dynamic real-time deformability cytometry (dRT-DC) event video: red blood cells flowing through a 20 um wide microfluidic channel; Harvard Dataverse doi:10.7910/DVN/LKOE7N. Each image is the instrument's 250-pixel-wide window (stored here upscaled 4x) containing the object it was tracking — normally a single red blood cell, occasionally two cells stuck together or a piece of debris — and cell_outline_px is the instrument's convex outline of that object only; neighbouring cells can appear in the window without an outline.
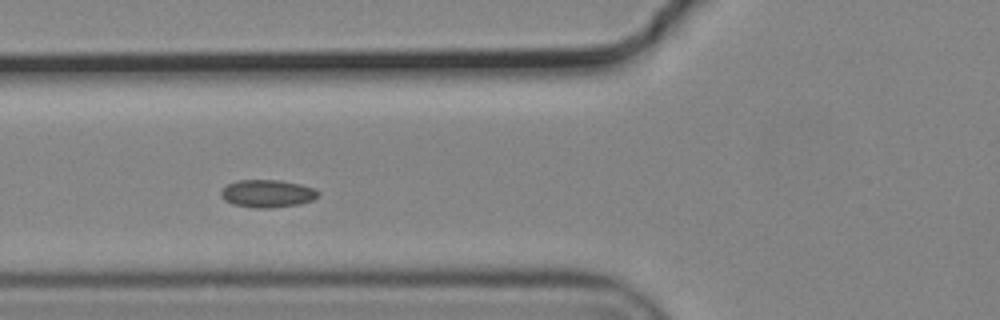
{"species": "common noctule bat (a hibernating species)", "species_latin": "Nyctalus noctula", "temperature_condition": "cold", "stored_images_in_passage": 40, "camera_frame_rate_fps": 3000, "um_per_image_px": 0.085, "animal": {"sex": "male", "body_mass_g": 19.2, "forearm_length_mm": 51.8}, "frame": {"image": 1, "passage_image": 16, "time_ms": 5.0, "image_size_px": [1000, 320], "cell_outline_px": [[320, 196], [312, 200], [300, 204], [272, 208], [256, 208], [232, 204], [224, 200], [220, 196], [220, 192], [228, 184], [236, 180], [280, 180], [300, 184], [316, 188], [320, 192]], "centroid_in_image_um": [22.75, 16.45], "position_along_channel_um": 103.0, "area_um2": 15.9}}
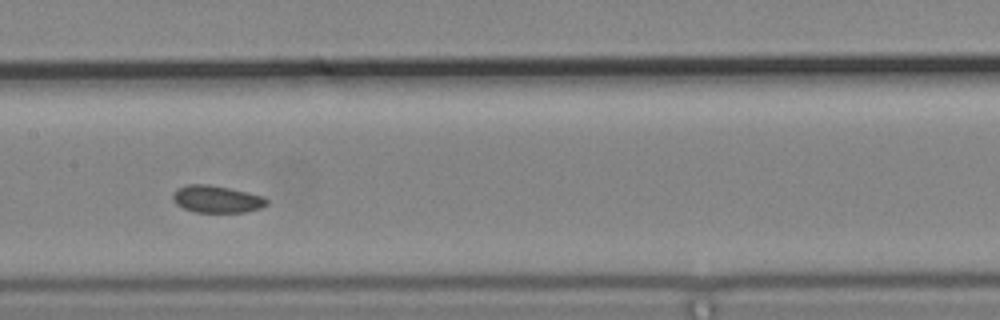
{"frame": {"image": 2, "passage_image": 23, "time_ms": 7.333, "image_size_px": [1000, 320], "cell_outline_px": [[268, 204], [260, 208], [244, 212], [196, 212], [184, 208], [176, 204], [172, 196], [180, 188], [188, 184], [208, 184], [228, 188], [264, 196], [268, 200]], "centroid_in_image_um": [18.45, 16.93], "position_along_channel_um": 188.9, "area_um2": 14.62}}
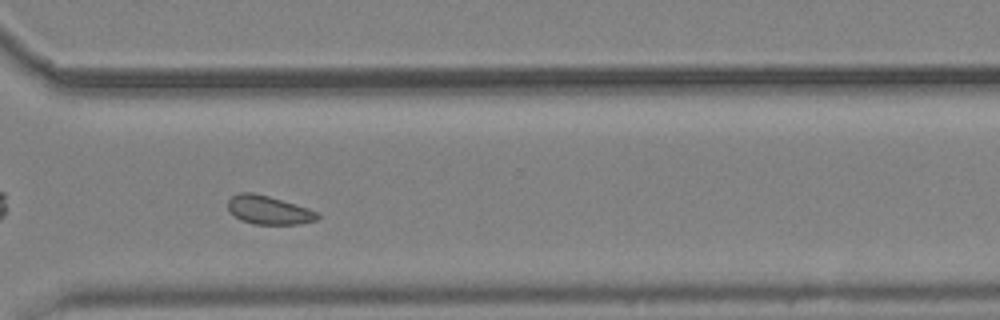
{"frame": {"image": 3, "passage_image": 36, "time_ms": 11.667, "image_size_px": [1000, 320], "cell_outline_px": [[320, 216], [316, 220], [300, 224], [252, 224], [240, 220], [228, 212], [228, 200], [232, 196], [240, 192], [252, 192], [268, 196], [308, 208], [320, 212]], "centroid_in_image_um": [22.82, 17.86], "position_along_channel_um": 347.8, "area_um2": 15.03}, "authors_computed_cell_mechanics": {"area_um2": 14.8546, "velocity_mm_per_s": 3.6811, "shape_relaxation_time_tau1_ms": null, "shape_relaxation_time_tau2_ms": 3.4142, "deformation_change_tau1": null, "deformation_change_tau2": 0.0653}}